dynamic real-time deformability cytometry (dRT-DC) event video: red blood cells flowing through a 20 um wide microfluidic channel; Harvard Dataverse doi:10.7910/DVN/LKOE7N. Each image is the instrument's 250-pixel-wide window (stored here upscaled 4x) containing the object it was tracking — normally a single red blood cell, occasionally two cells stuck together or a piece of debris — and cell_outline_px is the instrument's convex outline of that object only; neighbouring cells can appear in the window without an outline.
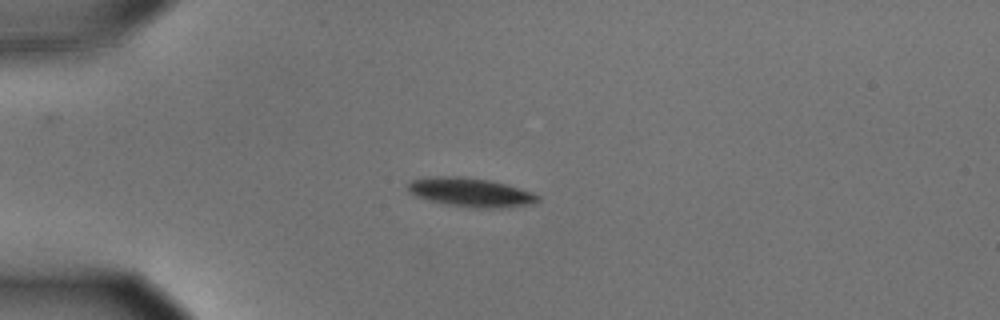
{"species": "common noctule bat (a hibernating species)", "species_latin": "Nyctalus noctula", "temperature_condition": "cold", "stored_images_in_passage": 57, "camera_frame_rate_fps": 3000, "um_per_image_px": 0.085, "animal": {"sex": "male", "body_mass_g": 15.6}, "frame": {"image": 1, "passage_image": 15, "time_ms": 4.667, "image_size_px": [1000, 320], "cell_outline_px": [[540, 200], [532, 204], [496, 208], [468, 208], [444, 204], [428, 200], [416, 196], [408, 192], [408, 184], [412, 180], [428, 176], [460, 176], [488, 180], [504, 184], [532, 192], [540, 196]], "centroid_in_image_um": [39.96, 16.35], "position_along_channel_um": 45.0, "area_um2": 21.96}}
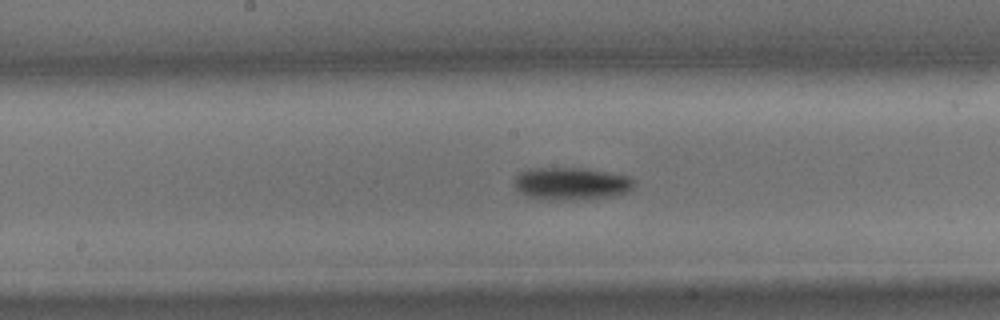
{"frame": {"image": 2, "passage_image": 30, "time_ms": 9.667, "image_size_px": [1000, 320], "cell_outline_px": [[636, 184], [628, 192], [616, 196], [584, 200], [544, 200], [528, 196], [520, 192], [516, 188], [512, 180], [520, 172], [528, 168], [584, 168], [628, 176]], "centroid_in_image_um": [48.54, 15.62], "position_along_channel_um": 199.7, "area_um2": 23.12}}
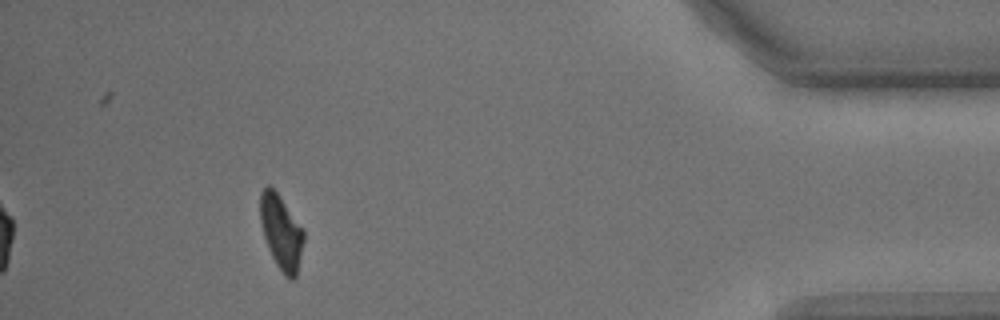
{"frame": {"image": 3, "passage_image": 52, "time_ms": 17.0, "image_size_px": [1000, 320], "cell_outline_px": [[304, 240], [296, 276], [292, 280], [288, 280], [284, 276], [276, 264], [268, 248], [260, 224], [260, 192], [268, 184], [276, 192], [304, 228]], "centroid_in_image_um": [23.9, 19.75], "position_along_channel_um": 411.3, "area_um2": 18.9}, "authors_computed_cell_mechanics": {"area_um2": 20.4612, "velocity_mm_per_s": 3.5785, "shape_relaxation_time_tau1_ms": 1.9676, "shape_relaxation_time_tau2_ms": null, "deformation_change_tau1": 0.1264, "deformation_change_tau2": null}}